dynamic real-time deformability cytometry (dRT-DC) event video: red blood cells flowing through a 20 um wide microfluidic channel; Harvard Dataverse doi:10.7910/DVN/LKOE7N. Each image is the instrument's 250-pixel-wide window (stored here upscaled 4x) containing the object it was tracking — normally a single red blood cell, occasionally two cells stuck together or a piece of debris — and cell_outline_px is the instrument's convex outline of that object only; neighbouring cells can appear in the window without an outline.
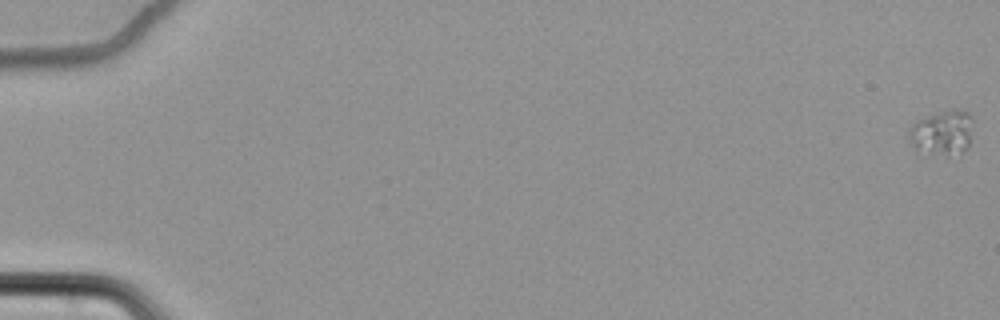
{"species": "common noctule bat (a hibernating species)", "species_latin": "Nyctalus noctula", "temperature_condition": "cold", "stored_images_in_passage": 65, "camera_frame_rate_fps": 3000, "um_per_image_px": 0.085, "animal": {"sex": "female", "body_mass_g": 22.7, "forearm_length_mm": 54.2}, "frame": {"image": 1, "passage_image": 1, "time_ms": 0.0, "image_size_px": [1000, 320], "cell_outline_px": [[972, 120], [968, 148], [960, 152], [948, 156], [916, 152], [908, 140], [908, 128], [912, 124], [936, 112], [952, 108], [956, 108], [968, 112], [972, 116]], "centroid_in_image_um": [80.05, 11.28], "position_along_channel_um": 5.0, "area_um2": 17.17}}
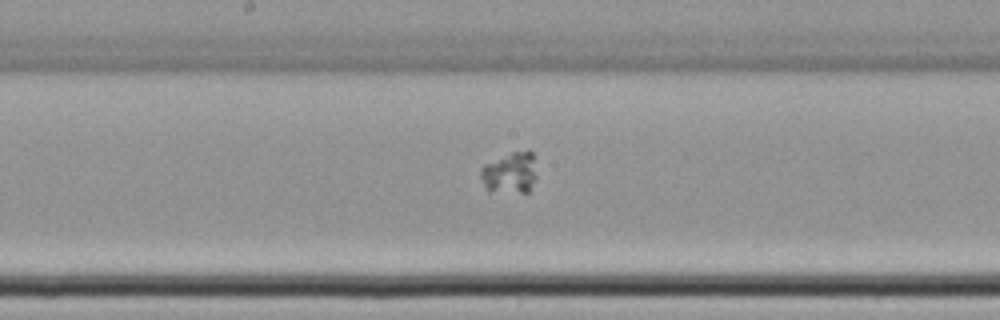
{"frame": {"image": 2, "passage_image": 38, "time_ms": 12.333, "image_size_px": [1000, 320], "cell_outline_px": [[536, 176], [528, 192], [488, 192], [480, 176], [480, 168], [484, 164], [512, 152], [528, 148], [532, 152]], "centroid_in_image_um": [43.33, 14.68], "position_along_channel_um": 204.9, "area_um2": 13.58}}
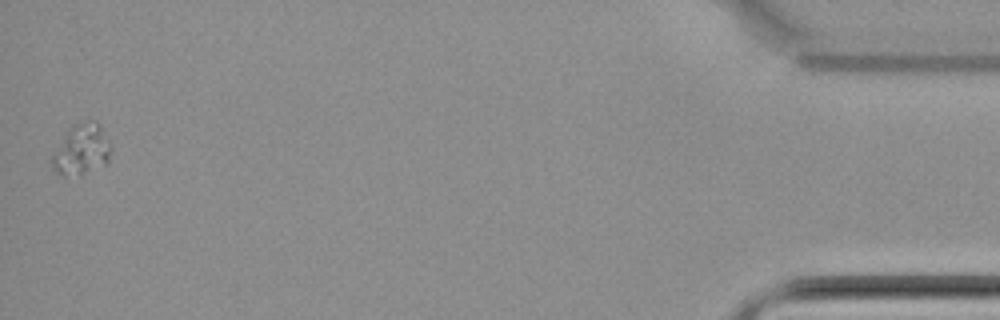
{"frame": {"image": 3, "passage_image": 65, "time_ms": 21.333, "image_size_px": [1000, 320], "cell_outline_px": [[112, 152], [108, 160], [104, 164], [80, 172], [64, 176], [52, 172], [52, 156], [68, 128], [72, 124], [84, 120], [96, 120], [100, 124], [112, 148]], "centroid_in_image_um": [6.92, 12.65], "position_along_channel_um": 428.3, "area_um2": 17.17}}